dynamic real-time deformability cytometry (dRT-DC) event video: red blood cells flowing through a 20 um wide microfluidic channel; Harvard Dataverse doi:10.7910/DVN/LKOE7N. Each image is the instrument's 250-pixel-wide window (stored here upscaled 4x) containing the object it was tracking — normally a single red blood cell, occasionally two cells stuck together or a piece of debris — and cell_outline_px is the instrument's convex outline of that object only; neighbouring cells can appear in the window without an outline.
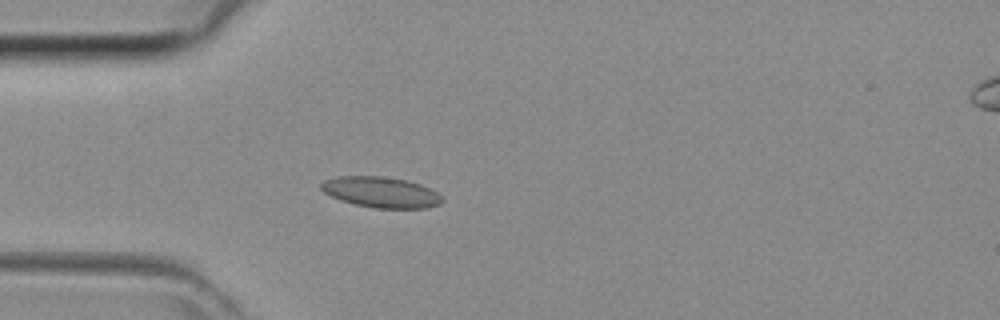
{"species": "common noctule bat (a hibernating species)", "species_latin": "Nyctalus noctula", "temperature_condition": "room temperature", "stored_images_in_passage": 43, "camera_frame_rate_fps": 3000, "um_per_image_px": 0.085, "animal": {"sex": "female", "body_mass_g": 29.2, "forearm_length_mm": 56.3}, "frame": {"image": 1, "passage_image": 12, "time_ms": 3.667, "image_size_px": [1000, 320], "cell_outline_px": [[444, 200], [440, 204], [428, 208], [376, 208], [356, 204], [340, 200], [324, 192], [320, 188], [320, 184], [324, 180], [336, 176], [384, 176], [408, 180], [420, 184], [436, 192]], "centroid_in_image_um": [32.38, 16.33], "position_along_channel_um": 52.6, "area_um2": 21.68}}
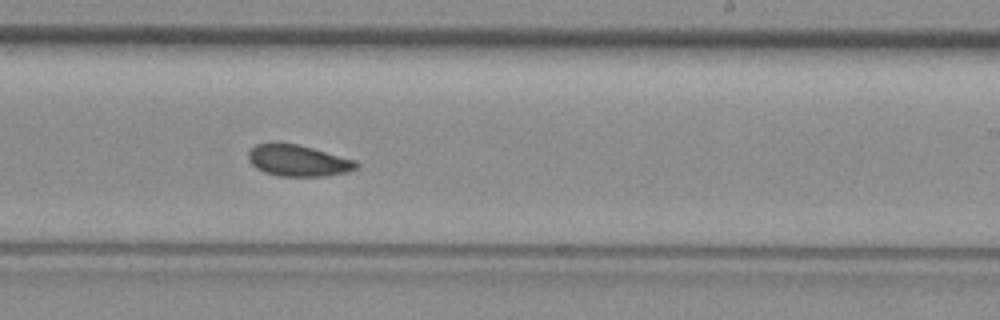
{"frame": {"image": 2, "passage_image": 26, "time_ms": 8.333, "image_size_px": [1000, 320], "cell_outline_px": [[360, 164], [356, 168], [348, 172], [328, 176], [280, 176], [264, 172], [256, 168], [248, 160], [248, 152], [256, 144], [272, 140], [276, 140], [296, 144], [312, 148], [356, 160]], "centroid_in_image_um": [25.3, 13.62], "position_along_channel_um": 263.7, "area_um2": 20.17}}
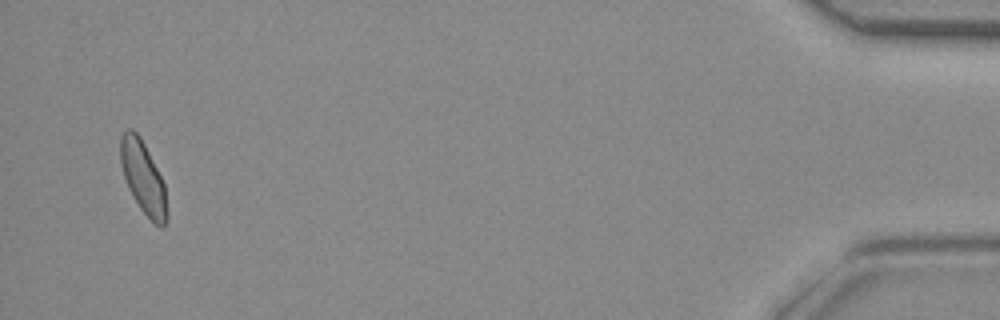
{"frame": {"image": 3, "passage_image": 42, "time_ms": 13.667, "image_size_px": [1000, 320], "cell_outline_px": [[168, 220], [160, 228], [140, 208], [132, 196], [128, 188], [120, 164], [120, 136], [128, 128], [132, 128], [140, 136], [164, 184], [168, 212]], "centroid_in_image_um": [12.15, 15.09], "position_along_channel_um": 423.0, "area_um2": 19.42}}